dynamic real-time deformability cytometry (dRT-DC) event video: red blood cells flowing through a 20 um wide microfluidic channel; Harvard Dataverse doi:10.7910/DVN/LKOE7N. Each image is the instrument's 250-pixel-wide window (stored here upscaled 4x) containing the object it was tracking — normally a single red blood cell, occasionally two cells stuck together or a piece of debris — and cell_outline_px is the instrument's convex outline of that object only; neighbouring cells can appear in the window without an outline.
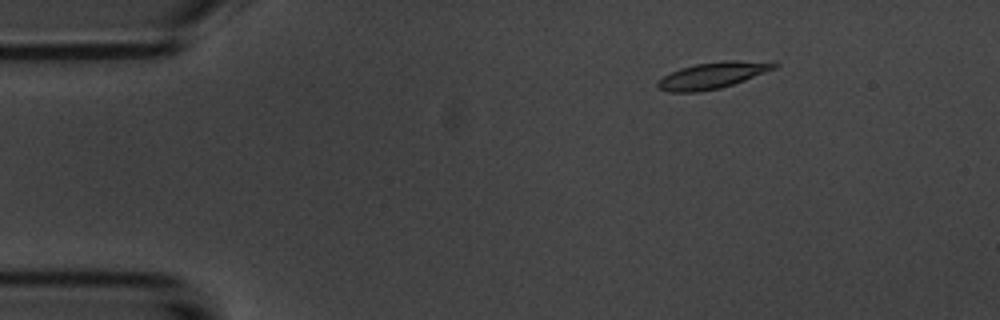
{"species": "common noctule bat (a hibernating species)", "species_latin": "Nyctalus noctula", "temperature_condition": "room temperature", "stored_images_in_passage": 5, "camera_frame_rate_fps": 3000, "um_per_image_px": 0.085, "animal": {"sex": "male", "body_mass_g": 20.1, "forearm_length_mm": 53.5}, "frame": {"image": 1, "passage_image": 2, "time_ms": 1.0, "image_size_px": [1000, 320], "cell_outline_px": [[780, 64], [776, 68], [744, 80], [720, 88], [700, 92], [668, 92], [656, 88], [656, 84], [664, 76], [680, 68], [696, 64], [724, 60], [776, 60]], "centroid_in_image_um": [60.64, 6.38], "position_along_channel_um": 24.4, "area_um2": 18.21}}